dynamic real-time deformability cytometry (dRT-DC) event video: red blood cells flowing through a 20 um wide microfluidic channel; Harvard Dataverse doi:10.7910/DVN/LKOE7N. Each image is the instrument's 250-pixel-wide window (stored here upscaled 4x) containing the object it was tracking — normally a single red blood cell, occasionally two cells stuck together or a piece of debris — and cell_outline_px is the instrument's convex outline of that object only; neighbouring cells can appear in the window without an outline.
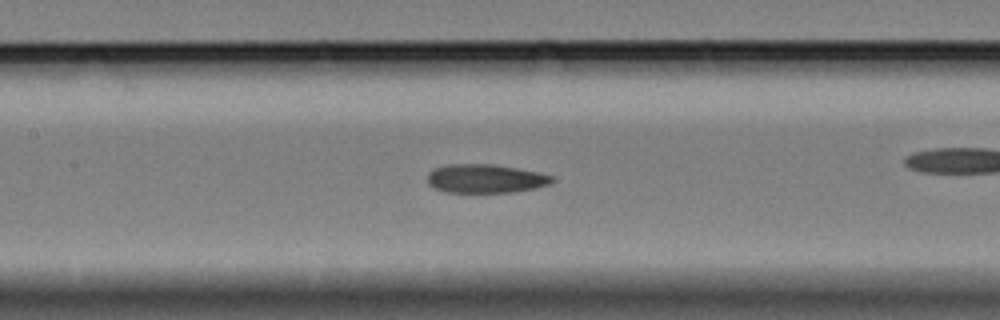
{"species": "Egyptian fruit bat (a non-hibernating species)", "species_latin": "Rousettus aegyptiacus", "temperature_condition": "cold", "stored_images_in_passage": 52, "camera_frame_rate_fps": 3000, "um_per_image_px": 0.085, "animal": {"sex": "female"}, "frame": {"image": 1, "passage_image": 19, "time_ms": 6.0, "image_size_px": [1000, 320], "cell_outline_px": [[556, 180], [552, 184], [536, 188], [512, 192], [444, 192], [428, 184], [428, 172], [436, 168], [452, 164], [492, 164], [516, 168], [556, 176]], "centroid_in_image_um": [41.32, 15.19], "position_along_channel_um": 166.1, "area_um2": 20.87}}
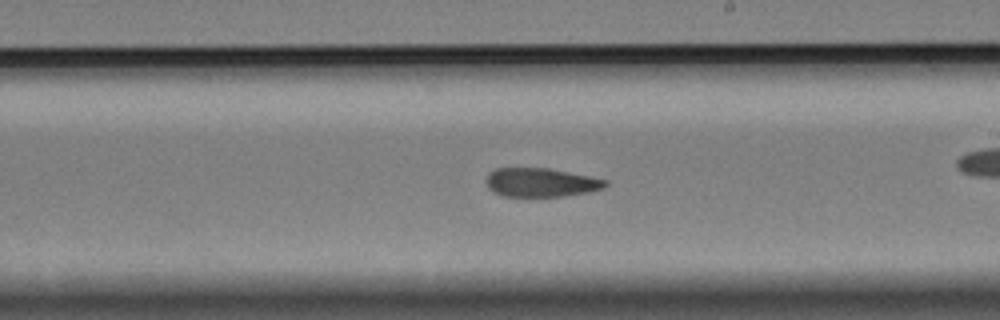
{"frame": {"image": 2, "passage_image": 26, "time_ms": 8.333, "image_size_px": [1000, 320], "cell_outline_px": [[608, 184], [604, 188], [588, 192], [564, 196], [504, 196], [492, 192], [488, 188], [488, 172], [496, 168], [548, 168], [608, 180]], "centroid_in_image_um": [45.98, 15.51], "position_along_channel_um": 243.0, "area_um2": 19.88}}
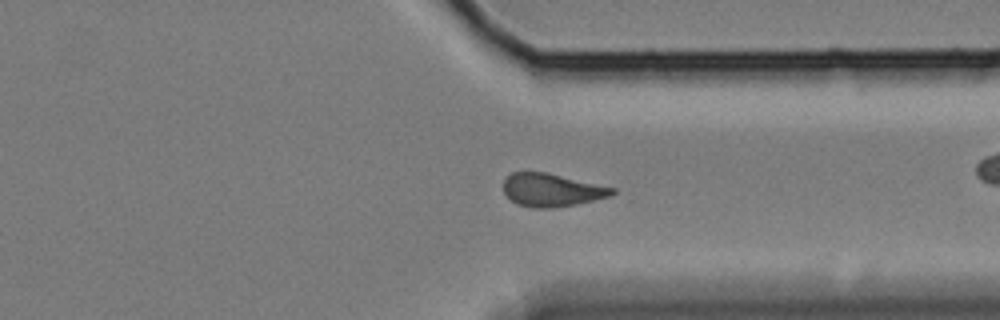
{"frame": {"image": 3, "passage_image": 37, "time_ms": 12.0, "image_size_px": [1000, 320], "cell_outline_px": [[616, 192], [612, 196], [576, 204], [552, 208], [532, 208], [516, 204], [504, 192], [504, 180], [512, 172], [544, 172], [616, 188]], "centroid_in_image_um": [46.91, 16.16], "position_along_channel_um": 364.5, "area_um2": 20.81}, "authors_computed_cell_mechanics": {"area_um2": 20.9814, "velocity_mm_per_s": 3.3088, "shape_relaxation_time_tau1_ms": 2.522, "shape_relaxation_time_tau2_ms": 2.8187, "deformation_change_tau1": 0.1388, "deformation_change_tau2": 0.1002}}